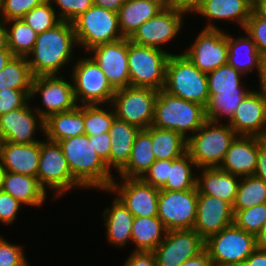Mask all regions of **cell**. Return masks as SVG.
<instances>
[{
	"instance_id": "cell-1",
	"label": "cell",
	"mask_w": 266,
	"mask_h": 266,
	"mask_svg": "<svg viewBox=\"0 0 266 266\" xmlns=\"http://www.w3.org/2000/svg\"><path fill=\"white\" fill-rule=\"evenodd\" d=\"M76 45L78 47L72 22L61 21L39 33L33 50L26 57L33 76L60 75L61 69L74 61Z\"/></svg>"
},
{
	"instance_id": "cell-2",
	"label": "cell",
	"mask_w": 266,
	"mask_h": 266,
	"mask_svg": "<svg viewBox=\"0 0 266 266\" xmlns=\"http://www.w3.org/2000/svg\"><path fill=\"white\" fill-rule=\"evenodd\" d=\"M58 143L61 145L73 178L85 190L109 189L115 175L97 155L88 135L68 137Z\"/></svg>"
},
{
	"instance_id": "cell-3",
	"label": "cell",
	"mask_w": 266,
	"mask_h": 266,
	"mask_svg": "<svg viewBox=\"0 0 266 266\" xmlns=\"http://www.w3.org/2000/svg\"><path fill=\"white\" fill-rule=\"evenodd\" d=\"M206 121L204 106L159 90L152 126L173 130L188 140Z\"/></svg>"
},
{
	"instance_id": "cell-4",
	"label": "cell",
	"mask_w": 266,
	"mask_h": 266,
	"mask_svg": "<svg viewBox=\"0 0 266 266\" xmlns=\"http://www.w3.org/2000/svg\"><path fill=\"white\" fill-rule=\"evenodd\" d=\"M237 133L225 122L206 121L187 140V152L197 168L220 167Z\"/></svg>"
},
{
	"instance_id": "cell-5",
	"label": "cell",
	"mask_w": 266,
	"mask_h": 266,
	"mask_svg": "<svg viewBox=\"0 0 266 266\" xmlns=\"http://www.w3.org/2000/svg\"><path fill=\"white\" fill-rule=\"evenodd\" d=\"M164 90L204 107L210 98L207 74L201 72L183 53L168 57Z\"/></svg>"
},
{
	"instance_id": "cell-6",
	"label": "cell",
	"mask_w": 266,
	"mask_h": 266,
	"mask_svg": "<svg viewBox=\"0 0 266 266\" xmlns=\"http://www.w3.org/2000/svg\"><path fill=\"white\" fill-rule=\"evenodd\" d=\"M167 51L137 45L128 38L130 86L164 89L167 60L170 54H175Z\"/></svg>"
},
{
	"instance_id": "cell-7",
	"label": "cell",
	"mask_w": 266,
	"mask_h": 266,
	"mask_svg": "<svg viewBox=\"0 0 266 266\" xmlns=\"http://www.w3.org/2000/svg\"><path fill=\"white\" fill-rule=\"evenodd\" d=\"M37 179L46 192L54 191L51 199L54 201L66 195V192L70 193L72 189L84 190L73 178L61 145L46 138L40 141Z\"/></svg>"
},
{
	"instance_id": "cell-8",
	"label": "cell",
	"mask_w": 266,
	"mask_h": 266,
	"mask_svg": "<svg viewBox=\"0 0 266 266\" xmlns=\"http://www.w3.org/2000/svg\"><path fill=\"white\" fill-rule=\"evenodd\" d=\"M76 41L86 52L94 46L123 39L118 13L93 5L72 21Z\"/></svg>"
},
{
	"instance_id": "cell-9",
	"label": "cell",
	"mask_w": 266,
	"mask_h": 266,
	"mask_svg": "<svg viewBox=\"0 0 266 266\" xmlns=\"http://www.w3.org/2000/svg\"><path fill=\"white\" fill-rule=\"evenodd\" d=\"M257 248V237L234 223L205 240L214 266H241Z\"/></svg>"
},
{
	"instance_id": "cell-10",
	"label": "cell",
	"mask_w": 266,
	"mask_h": 266,
	"mask_svg": "<svg viewBox=\"0 0 266 266\" xmlns=\"http://www.w3.org/2000/svg\"><path fill=\"white\" fill-rule=\"evenodd\" d=\"M75 61L71 66L70 79L77 104H111L116 90L97 63L90 56H82Z\"/></svg>"
},
{
	"instance_id": "cell-11",
	"label": "cell",
	"mask_w": 266,
	"mask_h": 266,
	"mask_svg": "<svg viewBox=\"0 0 266 266\" xmlns=\"http://www.w3.org/2000/svg\"><path fill=\"white\" fill-rule=\"evenodd\" d=\"M159 90L128 86L115 91L111 106L117 118L147 129L152 125Z\"/></svg>"
},
{
	"instance_id": "cell-12",
	"label": "cell",
	"mask_w": 266,
	"mask_h": 266,
	"mask_svg": "<svg viewBox=\"0 0 266 266\" xmlns=\"http://www.w3.org/2000/svg\"><path fill=\"white\" fill-rule=\"evenodd\" d=\"M36 97L41 99L43 107L35 105V110L44 120L52 114L68 111L78 106L72 81H66L61 75L35 76L32 81L30 101Z\"/></svg>"
},
{
	"instance_id": "cell-13",
	"label": "cell",
	"mask_w": 266,
	"mask_h": 266,
	"mask_svg": "<svg viewBox=\"0 0 266 266\" xmlns=\"http://www.w3.org/2000/svg\"><path fill=\"white\" fill-rule=\"evenodd\" d=\"M197 204V186L183 191L160 189L158 218L167 231L193 229L197 216Z\"/></svg>"
},
{
	"instance_id": "cell-14",
	"label": "cell",
	"mask_w": 266,
	"mask_h": 266,
	"mask_svg": "<svg viewBox=\"0 0 266 266\" xmlns=\"http://www.w3.org/2000/svg\"><path fill=\"white\" fill-rule=\"evenodd\" d=\"M118 180L122 183L114 178L109 189H103V192L116 195L134 217L158 216L159 188L142 178L118 177Z\"/></svg>"
},
{
	"instance_id": "cell-15",
	"label": "cell",
	"mask_w": 266,
	"mask_h": 266,
	"mask_svg": "<svg viewBox=\"0 0 266 266\" xmlns=\"http://www.w3.org/2000/svg\"><path fill=\"white\" fill-rule=\"evenodd\" d=\"M186 14L190 15L179 8L162 9L155 17L141 24L129 39L137 45L165 50L163 45L180 34Z\"/></svg>"
},
{
	"instance_id": "cell-16",
	"label": "cell",
	"mask_w": 266,
	"mask_h": 266,
	"mask_svg": "<svg viewBox=\"0 0 266 266\" xmlns=\"http://www.w3.org/2000/svg\"><path fill=\"white\" fill-rule=\"evenodd\" d=\"M183 54L201 72H212L228 62V33L221 28H203Z\"/></svg>"
},
{
	"instance_id": "cell-17",
	"label": "cell",
	"mask_w": 266,
	"mask_h": 266,
	"mask_svg": "<svg viewBox=\"0 0 266 266\" xmlns=\"http://www.w3.org/2000/svg\"><path fill=\"white\" fill-rule=\"evenodd\" d=\"M205 250V240L194 229L167 231L153 251L157 266H180Z\"/></svg>"
},
{
	"instance_id": "cell-18",
	"label": "cell",
	"mask_w": 266,
	"mask_h": 266,
	"mask_svg": "<svg viewBox=\"0 0 266 266\" xmlns=\"http://www.w3.org/2000/svg\"><path fill=\"white\" fill-rule=\"evenodd\" d=\"M87 53L104 72L115 90L130 86L128 38L94 46Z\"/></svg>"
},
{
	"instance_id": "cell-19",
	"label": "cell",
	"mask_w": 266,
	"mask_h": 266,
	"mask_svg": "<svg viewBox=\"0 0 266 266\" xmlns=\"http://www.w3.org/2000/svg\"><path fill=\"white\" fill-rule=\"evenodd\" d=\"M30 102L22 108L0 116V134L4 141L15 144H31L42 141L35 139V134L40 129L44 136V119L34 107H31Z\"/></svg>"
},
{
	"instance_id": "cell-20",
	"label": "cell",
	"mask_w": 266,
	"mask_h": 266,
	"mask_svg": "<svg viewBox=\"0 0 266 266\" xmlns=\"http://www.w3.org/2000/svg\"><path fill=\"white\" fill-rule=\"evenodd\" d=\"M238 136L266 137V94L251 90L227 122Z\"/></svg>"
},
{
	"instance_id": "cell-21",
	"label": "cell",
	"mask_w": 266,
	"mask_h": 266,
	"mask_svg": "<svg viewBox=\"0 0 266 266\" xmlns=\"http://www.w3.org/2000/svg\"><path fill=\"white\" fill-rule=\"evenodd\" d=\"M233 206L215 196L198 194L197 216L193 229L206 240L233 224Z\"/></svg>"
},
{
	"instance_id": "cell-22",
	"label": "cell",
	"mask_w": 266,
	"mask_h": 266,
	"mask_svg": "<svg viewBox=\"0 0 266 266\" xmlns=\"http://www.w3.org/2000/svg\"><path fill=\"white\" fill-rule=\"evenodd\" d=\"M252 11L253 2L251 0H202L192 13L201 15L208 20L204 29H219L213 24L214 21L219 20L236 22L243 29Z\"/></svg>"
},
{
	"instance_id": "cell-23",
	"label": "cell",
	"mask_w": 266,
	"mask_h": 266,
	"mask_svg": "<svg viewBox=\"0 0 266 266\" xmlns=\"http://www.w3.org/2000/svg\"><path fill=\"white\" fill-rule=\"evenodd\" d=\"M257 160L258 137L237 136L219 168L238 177L250 176L256 171Z\"/></svg>"
},
{
	"instance_id": "cell-24",
	"label": "cell",
	"mask_w": 266,
	"mask_h": 266,
	"mask_svg": "<svg viewBox=\"0 0 266 266\" xmlns=\"http://www.w3.org/2000/svg\"><path fill=\"white\" fill-rule=\"evenodd\" d=\"M0 159L6 171L37 177L40 142L15 144L3 141Z\"/></svg>"
},
{
	"instance_id": "cell-25",
	"label": "cell",
	"mask_w": 266,
	"mask_h": 266,
	"mask_svg": "<svg viewBox=\"0 0 266 266\" xmlns=\"http://www.w3.org/2000/svg\"><path fill=\"white\" fill-rule=\"evenodd\" d=\"M197 171L200 172L197 175L198 194L215 196L233 206L240 177L222 171L219 167L199 168Z\"/></svg>"
},
{
	"instance_id": "cell-26",
	"label": "cell",
	"mask_w": 266,
	"mask_h": 266,
	"mask_svg": "<svg viewBox=\"0 0 266 266\" xmlns=\"http://www.w3.org/2000/svg\"><path fill=\"white\" fill-rule=\"evenodd\" d=\"M114 197L112 204L103 210L102 215L106 238L113 246L125 247L129 241H132L134 216L116 195Z\"/></svg>"
},
{
	"instance_id": "cell-27",
	"label": "cell",
	"mask_w": 266,
	"mask_h": 266,
	"mask_svg": "<svg viewBox=\"0 0 266 266\" xmlns=\"http://www.w3.org/2000/svg\"><path fill=\"white\" fill-rule=\"evenodd\" d=\"M141 129L117 117L114 118L109 135L111 137V150L109 157V170H116L118 174L128 163L132 146Z\"/></svg>"
},
{
	"instance_id": "cell-28",
	"label": "cell",
	"mask_w": 266,
	"mask_h": 266,
	"mask_svg": "<svg viewBox=\"0 0 266 266\" xmlns=\"http://www.w3.org/2000/svg\"><path fill=\"white\" fill-rule=\"evenodd\" d=\"M1 190L9 193L22 205L30 207L43 206V203L48 199V192L41 187L37 177L30 175L6 171Z\"/></svg>"
},
{
	"instance_id": "cell-29",
	"label": "cell",
	"mask_w": 266,
	"mask_h": 266,
	"mask_svg": "<svg viewBox=\"0 0 266 266\" xmlns=\"http://www.w3.org/2000/svg\"><path fill=\"white\" fill-rule=\"evenodd\" d=\"M44 128V137L54 142L84 134V105L48 116Z\"/></svg>"
},
{
	"instance_id": "cell-30",
	"label": "cell",
	"mask_w": 266,
	"mask_h": 266,
	"mask_svg": "<svg viewBox=\"0 0 266 266\" xmlns=\"http://www.w3.org/2000/svg\"><path fill=\"white\" fill-rule=\"evenodd\" d=\"M260 52L244 31V36L233 37L228 33V64L244 76L253 70L259 71Z\"/></svg>"
},
{
	"instance_id": "cell-31",
	"label": "cell",
	"mask_w": 266,
	"mask_h": 266,
	"mask_svg": "<svg viewBox=\"0 0 266 266\" xmlns=\"http://www.w3.org/2000/svg\"><path fill=\"white\" fill-rule=\"evenodd\" d=\"M160 10V6L149 0H126L117 12L123 37L130 38L141 24L155 17Z\"/></svg>"
},
{
	"instance_id": "cell-32",
	"label": "cell",
	"mask_w": 266,
	"mask_h": 266,
	"mask_svg": "<svg viewBox=\"0 0 266 266\" xmlns=\"http://www.w3.org/2000/svg\"><path fill=\"white\" fill-rule=\"evenodd\" d=\"M155 161L151 135L141 129L133 143L130 159L117 177L142 178Z\"/></svg>"
},
{
	"instance_id": "cell-33",
	"label": "cell",
	"mask_w": 266,
	"mask_h": 266,
	"mask_svg": "<svg viewBox=\"0 0 266 266\" xmlns=\"http://www.w3.org/2000/svg\"><path fill=\"white\" fill-rule=\"evenodd\" d=\"M134 251H154L167 233L163 222L157 217H134L132 224Z\"/></svg>"
},
{
	"instance_id": "cell-34",
	"label": "cell",
	"mask_w": 266,
	"mask_h": 266,
	"mask_svg": "<svg viewBox=\"0 0 266 266\" xmlns=\"http://www.w3.org/2000/svg\"><path fill=\"white\" fill-rule=\"evenodd\" d=\"M145 130L151 135L156 160L177 159L187 153V139L180 133L152 125Z\"/></svg>"
},
{
	"instance_id": "cell-35",
	"label": "cell",
	"mask_w": 266,
	"mask_h": 266,
	"mask_svg": "<svg viewBox=\"0 0 266 266\" xmlns=\"http://www.w3.org/2000/svg\"><path fill=\"white\" fill-rule=\"evenodd\" d=\"M252 89H237V91L220 92L209 98L205 107L208 121L227 122L233 117L235 110ZM227 119H224V118Z\"/></svg>"
},
{
	"instance_id": "cell-36",
	"label": "cell",
	"mask_w": 266,
	"mask_h": 266,
	"mask_svg": "<svg viewBox=\"0 0 266 266\" xmlns=\"http://www.w3.org/2000/svg\"><path fill=\"white\" fill-rule=\"evenodd\" d=\"M194 169L197 165L188 152L177 159H169V178L161 189L183 191L195 188L197 173L193 172Z\"/></svg>"
},
{
	"instance_id": "cell-37",
	"label": "cell",
	"mask_w": 266,
	"mask_h": 266,
	"mask_svg": "<svg viewBox=\"0 0 266 266\" xmlns=\"http://www.w3.org/2000/svg\"><path fill=\"white\" fill-rule=\"evenodd\" d=\"M33 78L27 58L13 56L0 71V90H31Z\"/></svg>"
},
{
	"instance_id": "cell-38",
	"label": "cell",
	"mask_w": 266,
	"mask_h": 266,
	"mask_svg": "<svg viewBox=\"0 0 266 266\" xmlns=\"http://www.w3.org/2000/svg\"><path fill=\"white\" fill-rule=\"evenodd\" d=\"M8 32V48L13 56L27 57L33 50L38 33L22 19L5 22Z\"/></svg>"
},
{
	"instance_id": "cell-39",
	"label": "cell",
	"mask_w": 266,
	"mask_h": 266,
	"mask_svg": "<svg viewBox=\"0 0 266 266\" xmlns=\"http://www.w3.org/2000/svg\"><path fill=\"white\" fill-rule=\"evenodd\" d=\"M233 211L266 203V182L254 175L240 177Z\"/></svg>"
},
{
	"instance_id": "cell-40",
	"label": "cell",
	"mask_w": 266,
	"mask_h": 266,
	"mask_svg": "<svg viewBox=\"0 0 266 266\" xmlns=\"http://www.w3.org/2000/svg\"><path fill=\"white\" fill-rule=\"evenodd\" d=\"M245 77L228 63L218 67L216 70L207 73L209 97L220 92L237 91V89L245 88V83L242 81Z\"/></svg>"
},
{
	"instance_id": "cell-41",
	"label": "cell",
	"mask_w": 266,
	"mask_h": 266,
	"mask_svg": "<svg viewBox=\"0 0 266 266\" xmlns=\"http://www.w3.org/2000/svg\"><path fill=\"white\" fill-rule=\"evenodd\" d=\"M107 106L104 104L84 105V134L94 136L98 133L109 132L116 115L111 104Z\"/></svg>"
},
{
	"instance_id": "cell-42",
	"label": "cell",
	"mask_w": 266,
	"mask_h": 266,
	"mask_svg": "<svg viewBox=\"0 0 266 266\" xmlns=\"http://www.w3.org/2000/svg\"><path fill=\"white\" fill-rule=\"evenodd\" d=\"M22 20L38 34L55 27L62 21L50 0H45L33 8L23 16Z\"/></svg>"
},
{
	"instance_id": "cell-43",
	"label": "cell",
	"mask_w": 266,
	"mask_h": 266,
	"mask_svg": "<svg viewBox=\"0 0 266 266\" xmlns=\"http://www.w3.org/2000/svg\"><path fill=\"white\" fill-rule=\"evenodd\" d=\"M234 212L233 223L240 229L255 235L261 233L266 223V203Z\"/></svg>"
},
{
	"instance_id": "cell-44",
	"label": "cell",
	"mask_w": 266,
	"mask_h": 266,
	"mask_svg": "<svg viewBox=\"0 0 266 266\" xmlns=\"http://www.w3.org/2000/svg\"><path fill=\"white\" fill-rule=\"evenodd\" d=\"M45 0H1L0 19L4 22L22 19Z\"/></svg>"
},
{
	"instance_id": "cell-45",
	"label": "cell",
	"mask_w": 266,
	"mask_h": 266,
	"mask_svg": "<svg viewBox=\"0 0 266 266\" xmlns=\"http://www.w3.org/2000/svg\"><path fill=\"white\" fill-rule=\"evenodd\" d=\"M62 21L72 22L79 15L85 13L91 6L93 0H50Z\"/></svg>"
},
{
	"instance_id": "cell-46",
	"label": "cell",
	"mask_w": 266,
	"mask_h": 266,
	"mask_svg": "<svg viewBox=\"0 0 266 266\" xmlns=\"http://www.w3.org/2000/svg\"><path fill=\"white\" fill-rule=\"evenodd\" d=\"M23 245L7 241L0 235V266H29Z\"/></svg>"
},
{
	"instance_id": "cell-47",
	"label": "cell",
	"mask_w": 266,
	"mask_h": 266,
	"mask_svg": "<svg viewBox=\"0 0 266 266\" xmlns=\"http://www.w3.org/2000/svg\"><path fill=\"white\" fill-rule=\"evenodd\" d=\"M253 40L260 54L266 53V19L259 17L254 11L243 28Z\"/></svg>"
},
{
	"instance_id": "cell-48",
	"label": "cell",
	"mask_w": 266,
	"mask_h": 266,
	"mask_svg": "<svg viewBox=\"0 0 266 266\" xmlns=\"http://www.w3.org/2000/svg\"><path fill=\"white\" fill-rule=\"evenodd\" d=\"M31 90H0V116L22 108L30 101Z\"/></svg>"
},
{
	"instance_id": "cell-49",
	"label": "cell",
	"mask_w": 266,
	"mask_h": 266,
	"mask_svg": "<svg viewBox=\"0 0 266 266\" xmlns=\"http://www.w3.org/2000/svg\"><path fill=\"white\" fill-rule=\"evenodd\" d=\"M169 178V159L156 160L142 179L150 185L161 189Z\"/></svg>"
},
{
	"instance_id": "cell-50",
	"label": "cell",
	"mask_w": 266,
	"mask_h": 266,
	"mask_svg": "<svg viewBox=\"0 0 266 266\" xmlns=\"http://www.w3.org/2000/svg\"><path fill=\"white\" fill-rule=\"evenodd\" d=\"M22 205L9 193L0 190V223L4 225L13 224L17 219Z\"/></svg>"
},
{
	"instance_id": "cell-51",
	"label": "cell",
	"mask_w": 266,
	"mask_h": 266,
	"mask_svg": "<svg viewBox=\"0 0 266 266\" xmlns=\"http://www.w3.org/2000/svg\"><path fill=\"white\" fill-rule=\"evenodd\" d=\"M89 140L92 141L93 149L97 155L106 163L109 169V157L111 150V137L109 132L98 133V135L89 136Z\"/></svg>"
},
{
	"instance_id": "cell-52",
	"label": "cell",
	"mask_w": 266,
	"mask_h": 266,
	"mask_svg": "<svg viewBox=\"0 0 266 266\" xmlns=\"http://www.w3.org/2000/svg\"><path fill=\"white\" fill-rule=\"evenodd\" d=\"M122 266H157L153 251H132Z\"/></svg>"
},
{
	"instance_id": "cell-53",
	"label": "cell",
	"mask_w": 266,
	"mask_h": 266,
	"mask_svg": "<svg viewBox=\"0 0 266 266\" xmlns=\"http://www.w3.org/2000/svg\"><path fill=\"white\" fill-rule=\"evenodd\" d=\"M254 176L266 182V137H258V160Z\"/></svg>"
},
{
	"instance_id": "cell-54",
	"label": "cell",
	"mask_w": 266,
	"mask_h": 266,
	"mask_svg": "<svg viewBox=\"0 0 266 266\" xmlns=\"http://www.w3.org/2000/svg\"><path fill=\"white\" fill-rule=\"evenodd\" d=\"M241 266H266V251L257 247Z\"/></svg>"
},
{
	"instance_id": "cell-55",
	"label": "cell",
	"mask_w": 266,
	"mask_h": 266,
	"mask_svg": "<svg viewBox=\"0 0 266 266\" xmlns=\"http://www.w3.org/2000/svg\"><path fill=\"white\" fill-rule=\"evenodd\" d=\"M180 266H214V264L208 252L204 250L199 255L185 261Z\"/></svg>"
},
{
	"instance_id": "cell-56",
	"label": "cell",
	"mask_w": 266,
	"mask_h": 266,
	"mask_svg": "<svg viewBox=\"0 0 266 266\" xmlns=\"http://www.w3.org/2000/svg\"><path fill=\"white\" fill-rule=\"evenodd\" d=\"M258 79L259 90L266 94V53L260 54Z\"/></svg>"
},
{
	"instance_id": "cell-57",
	"label": "cell",
	"mask_w": 266,
	"mask_h": 266,
	"mask_svg": "<svg viewBox=\"0 0 266 266\" xmlns=\"http://www.w3.org/2000/svg\"><path fill=\"white\" fill-rule=\"evenodd\" d=\"M126 0H93V4L104 9L118 12Z\"/></svg>"
},
{
	"instance_id": "cell-58",
	"label": "cell",
	"mask_w": 266,
	"mask_h": 266,
	"mask_svg": "<svg viewBox=\"0 0 266 266\" xmlns=\"http://www.w3.org/2000/svg\"><path fill=\"white\" fill-rule=\"evenodd\" d=\"M202 0H176V8L192 13Z\"/></svg>"
},
{
	"instance_id": "cell-59",
	"label": "cell",
	"mask_w": 266,
	"mask_h": 266,
	"mask_svg": "<svg viewBox=\"0 0 266 266\" xmlns=\"http://www.w3.org/2000/svg\"><path fill=\"white\" fill-rule=\"evenodd\" d=\"M8 48V32L5 22L0 19V50Z\"/></svg>"
},
{
	"instance_id": "cell-60",
	"label": "cell",
	"mask_w": 266,
	"mask_h": 266,
	"mask_svg": "<svg viewBox=\"0 0 266 266\" xmlns=\"http://www.w3.org/2000/svg\"><path fill=\"white\" fill-rule=\"evenodd\" d=\"M253 11L261 18L266 19V0H255Z\"/></svg>"
},
{
	"instance_id": "cell-61",
	"label": "cell",
	"mask_w": 266,
	"mask_h": 266,
	"mask_svg": "<svg viewBox=\"0 0 266 266\" xmlns=\"http://www.w3.org/2000/svg\"><path fill=\"white\" fill-rule=\"evenodd\" d=\"M12 57L13 54L10 49L0 50V71L6 66Z\"/></svg>"
},
{
	"instance_id": "cell-62",
	"label": "cell",
	"mask_w": 266,
	"mask_h": 266,
	"mask_svg": "<svg viewBox=\"0 0 266 266\" xmlns=\"http://www.w3.org/2000/svg\"><path fill=\"white\" fill-rule=\"evenodd\" d=\"M257 247L266 251V223L261 233L257 236Z\"/></svg>"
},
{
	"instance_id": "cell-63",
	"label": "cell",
	"mask_w": 266,
	"mask_h": 266,
	"mask_svg": "<svg viewBox=\"0 0 266 266\" xmlns=\"http://www.w3.org/2000/svg\"><path fill=\"white\" fill-rule=\"evenodd\" d=\"M156 3L162 9L176 8V0H149Z\"/></svg>"
},
{
	"instance_id": "cell-64",
	"label": "cell",
	"mask_w": 266,
	"mask_h": 266,
	"mask_svg": "<svg viewBox=\"0 0 266 266\" xmlns=\"http://www.w3.org/2000/svg\"><path fill=\"white\" fill-rule=\"evenodd\" d=\"M5 172H6V170H5L4 166L2 165V162L0 159V190L2 188V183H3Z\"/></svg>"
},
{
	"instance_id": "cell-65",
	"label": "cell",
	"mask_w": 266,
	"mask_h": 266,
	"mask_svg": "<svg viewBox=\"0 0 266 266\" xmlns=\"http://www.w3.org/2000/svg\"><path fill=\"white\" fill-rule=\"evenodd\" d=\"M3 138L2 135L0 134V155H1V149H2V145H3Z\"/></svg>"
}]
</instances>
